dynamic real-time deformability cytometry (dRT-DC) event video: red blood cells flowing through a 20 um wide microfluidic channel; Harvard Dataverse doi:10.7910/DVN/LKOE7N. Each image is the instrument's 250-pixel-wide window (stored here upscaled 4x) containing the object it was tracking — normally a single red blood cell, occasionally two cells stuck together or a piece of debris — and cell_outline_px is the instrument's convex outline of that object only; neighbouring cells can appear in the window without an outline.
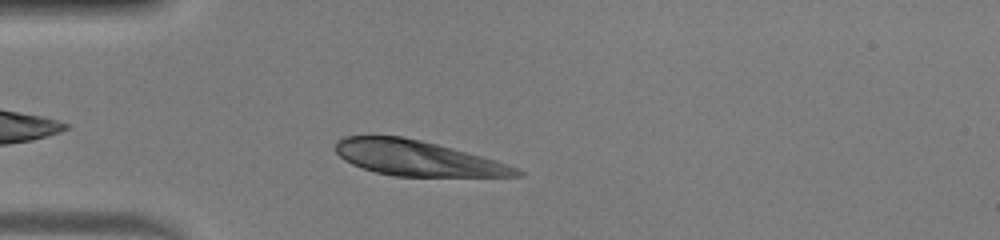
{"species": "human", "species_latin": "Homo sapiens", "temperature_condition": "warm", "stored_images_in_passage": 41, "camera_frame_rate_fps": 3000, "um_per_image_px": 0.085, "donor": {"sex": "male"}, "frame": {"image": 1, "passage_image": 5, "time_ms": 1.333, "image_size_px": [1000, 240], "cell_outline_px": [[524, 176], [396, 176], [376, 172], [352, 164], [344, 160], [336, 152], [336, 140], [344, 136], [404, 136], [452, 148], [496, 160], [520, 168], [524, 172]], "centroid_in_image_um": [35.49, 13.44], "position_along_channel_um": 49.5, "area_um2": 36.93}}
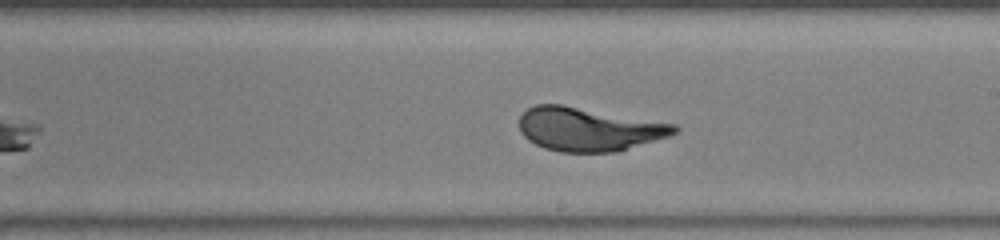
{"frame": {"image": 2, "passage_image": 20, "time_ms": 6.333, "image_size_px": [1000, 240], "cell_outline_px": [[680, 132], [668, 136], [616, 152], [560, 152], [544, 148], [528, 140], [520, 132], [520, 116], [528, 108], [536, 104], [560, 104], [676, 124], [680, 128]], "centroid_in_image_um": [50.04, 10.98], "position_along_channel_um": 239.0, "area_um2": 39.25}}
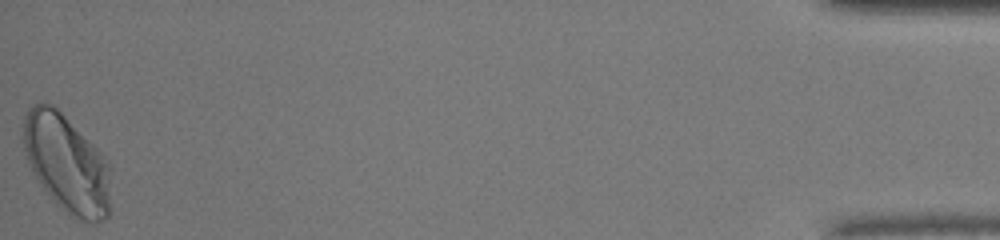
{"frame": {"image": 3, "passage_image": 41, "time_ms": 13.333, "image_size_px": [1000, 240], "cell_outline_px": [[112, 168], [108, 216], [96, 224], [92, 224], [72, 216], [56, 204], [40, 184], [32, 172], [28, 164], [24, 152], [24, 116], [28, 104], [40, 100], [52, 104], [104, 152], [112, 164]], "centroid_in_image_um": [5.7, 13.87], "position_along_channel_um": 429.5, "area_um2": 51.21}, "authors_computed_cell_mechanics": {"area_um2": 39.8242, "velocity_mm_per_s": 4.0839, "shape_relaxation_time_tau1_ms": 2.9668, "shape_relaxation_time_tau2_ms": null, "deformation_change_tau1": 0.1881, "deformation_change_tau2": null}}